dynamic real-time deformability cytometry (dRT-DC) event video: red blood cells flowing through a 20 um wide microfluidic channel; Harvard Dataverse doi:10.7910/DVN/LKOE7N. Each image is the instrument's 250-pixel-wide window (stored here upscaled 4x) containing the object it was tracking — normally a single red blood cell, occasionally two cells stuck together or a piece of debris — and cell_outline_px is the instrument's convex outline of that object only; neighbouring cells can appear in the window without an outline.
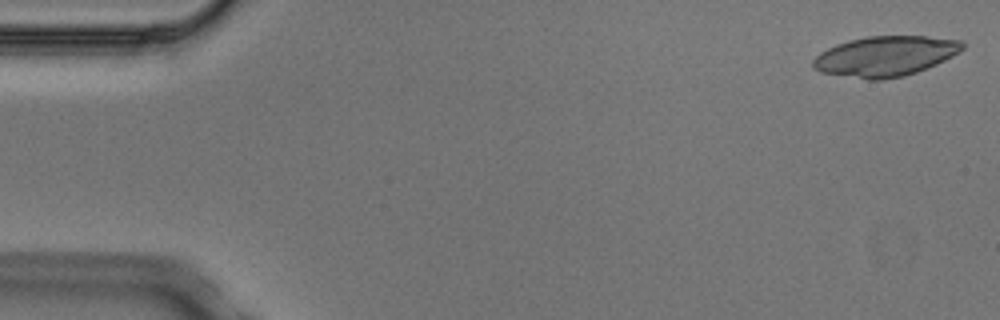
{"species": "Egyptian fruit bat (a non-hibernating species)", "species_latin": "Rousettus aegyptiacus", "temperature_condition": "cold", "stored_images_in_passage": 7, "camera_frame_rate_fps": 3000, "um_per_image_px": 0.085, "animal": {"sex": "male"}, "frame": {"image": 1, "passage_image": 1, "time_ms": 0.0, "image_size_px": [1000, 320], "cell_outline_px": [[964, 48], [960, 52], [936, 64], [916, 72], [904, 76], [880, 80], [868, 80], [820, 72], [812, 68], [812, 60], [820, 52], [836, 44], [848, 40], [868, 36], [928, 36], [964, 40]], "centroid_in_image_um": [75.25, 4.77], "position_along_channel_um": 9.8, "area_um2": 35.2}}